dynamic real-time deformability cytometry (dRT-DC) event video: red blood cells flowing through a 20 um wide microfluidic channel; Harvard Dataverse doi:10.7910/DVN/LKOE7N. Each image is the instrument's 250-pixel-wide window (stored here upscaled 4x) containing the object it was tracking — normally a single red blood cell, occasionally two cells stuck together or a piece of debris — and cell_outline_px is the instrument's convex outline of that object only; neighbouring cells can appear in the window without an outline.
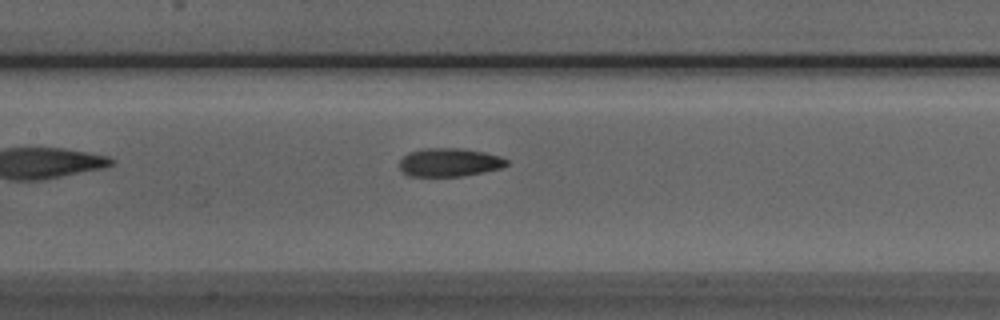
{"species": "Egyptian fruit bat (a non-hibernating species)", "species_latin": "Rousettus aegyptiacus", "temperature_condition": "room temperature", "stored_images_in_passage": 34, "camera_frame_rate_fps": 3000, "um_per_image_px": 0.085, "animal": {"sex": "male"}, "frame": {"image": 1, "passage_image": 8, "time_ms": 2.333, "image_size_px": [1000, 320], "cell_outline_px": [[508, 164], [500, 168], [484, 172], [464, 176], [408, 176], [400, 172], [400, 160], [408, 152], [424, 148], [460, 148], [484, 152], [500, 156], [508, 160]], "centroid_in_image_um": [38.17, 13.8], "position_along_channel_um": 169.2, "area_um2": 17.86}}
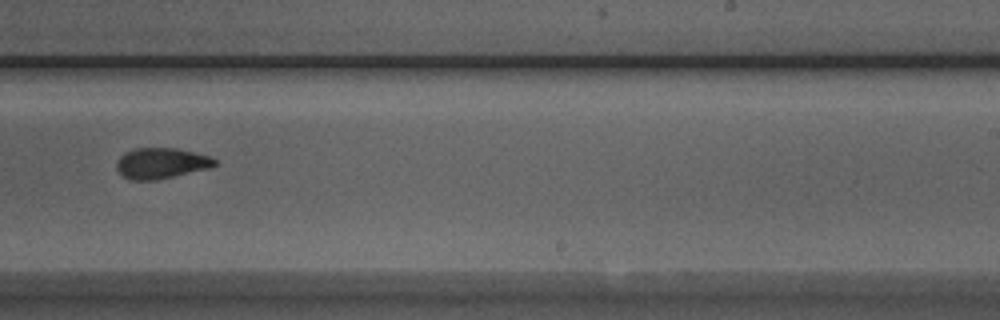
{"frame": {"image": 2, "passage_image": 16, "time_ms": 5.0, "image_size_px": [1000, 320], "cell_outline_px": [[216, 164], [208, 168], [156, 180], [132, 180], [124, 176], [116, 168], [116, 160], [124, 152], [132, 148], [176, 148], [208, 156], [216, 160]], "centroid_in_image_um": [13.64, 13.86], "position_along_channel_um": 275.4, "area_um2": 17.4}}
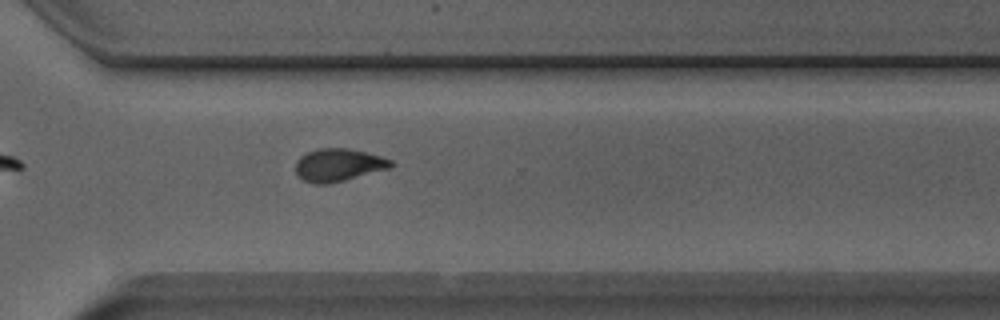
{"frame": {"image": 3, "passage_image": 21, "time_ms": 6.667, "image_size_px": [1000, 320], "cell_outline_px": [[396, 164], [392, 168], [328, 184], [316, 184], [304, 180], [296, 172], [296, 160], [300, 156], [308, 152], [320, 148], [348, 148], [380, 156], [392, 160]], "centroid_in_image_um": [28.8, 14.02], "position_along_channel_um": 341.8, "area_um2": 18.15}}